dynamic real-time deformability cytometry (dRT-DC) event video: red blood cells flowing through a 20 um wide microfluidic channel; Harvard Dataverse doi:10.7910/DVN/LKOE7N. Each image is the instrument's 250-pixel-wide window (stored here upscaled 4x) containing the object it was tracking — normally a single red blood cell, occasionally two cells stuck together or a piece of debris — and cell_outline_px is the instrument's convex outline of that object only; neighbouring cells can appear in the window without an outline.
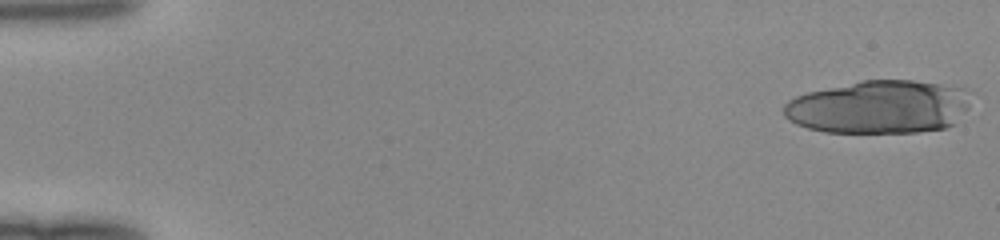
{"species": "human", "species_latin": "Homo sapiens", "temperature_condition": "room temperature", "stored_images_in_passage": 18, "camera_frame_rate_fps": 3000, "um_per_image_px": 0.085, "donor": {"sex": "female"}, "frame": {"image": 1, "passage_image": 1, "time_ms": 0.0, "image_size_px": [1000, 240], "cell_outline_px": [[968, 108], [956, 124], [948, 128], [916, 132], [824, 132], [808, 128], [796, 124], [788, 120], [784, 116], [784, 104], [788, 100], [796, 96], [808, 92], [864, 80], [912, 80], [940, 84], [964, 88], [968, 104]], "centroid_in_image_um": [74.71, 9.1], "position_along_channel_um": 10.3, "area_um2": 57.97}}